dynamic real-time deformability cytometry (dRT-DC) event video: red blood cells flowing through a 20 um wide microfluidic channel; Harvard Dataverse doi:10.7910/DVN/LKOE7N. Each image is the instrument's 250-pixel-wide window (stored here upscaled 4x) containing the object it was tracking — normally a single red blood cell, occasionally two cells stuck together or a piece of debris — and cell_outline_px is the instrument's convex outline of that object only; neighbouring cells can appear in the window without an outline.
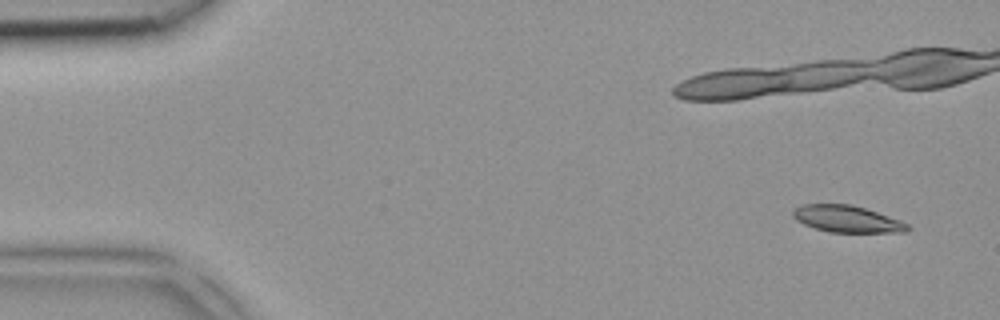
{"species": "common noctule bat (a hibernating species)", "species_latin": "Nyctalus noctula", "temperature_condition": "room temperature", "stored_images_in_passage": 5, "camera_frame_rate_fps": 3000, "um_per_image_px": 0.085, "animal": {"sex": "female", "body_mass_g": 18.4}, "frame": {"image": 1, "passage_image": 1, "time_ms": 0.0, "image_size_px": [1000, 320], "cell_outline_px": [[912, 228], [908, 232], [828, 232], [804, 224], [796, 220], [792, 216], [792, 208], [800, 204], [852, 204], [900, 220], [908, 224]], "centroid_in_image_um": [71.97, 18.61], "position_along_channel_um": 13.0, "area_um2": 17.98}}
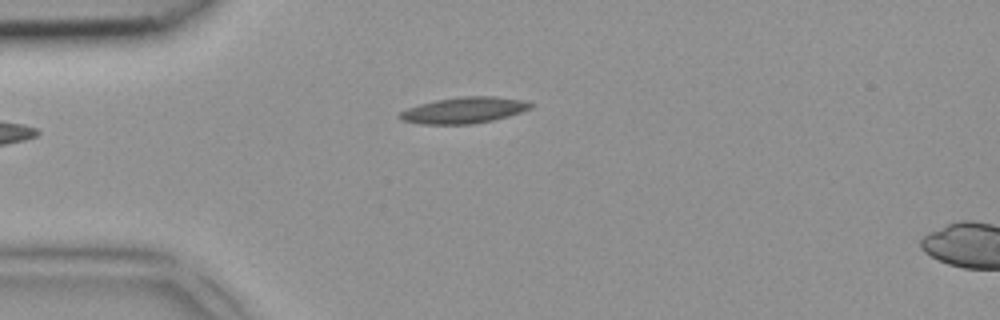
{"frame": {"image": 2, "passage_image": 5, "time_ms": 1.333, "image_size_px": [1000, 320], "cell_outline_px": [[536, 104], [532, 108], [508, 116], [492, 120], [472, 124], [420, 124], [400, 120], [396, 116], [400, 112], [408, 108], [420, 104], [436, 100], [460, 96], [496, 96], [524, 100]], "centroid_in_image_um": [39.45, 9.36], "position_along_channel_um": 45.6, "area_um2": 20.11}}